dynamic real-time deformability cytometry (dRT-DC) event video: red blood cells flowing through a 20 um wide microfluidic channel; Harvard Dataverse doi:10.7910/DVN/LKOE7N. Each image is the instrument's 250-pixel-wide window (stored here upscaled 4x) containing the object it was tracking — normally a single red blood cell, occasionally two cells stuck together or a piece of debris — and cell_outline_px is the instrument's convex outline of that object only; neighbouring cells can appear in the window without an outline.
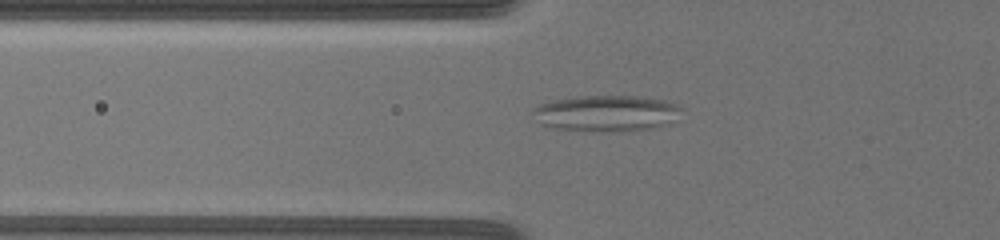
{"species": "common noctule bat (a hibernating species)", "species_latin": "Nyctalus noctula", "temperature_condition": "warm", "stored_images_in_passage": 38, "camera_frame_rate_fps": 3000, "um_per_image_px": 0.085, "animal": {"sex": "female", "body_mass_g": 19.5, "forearm_length_mm": 54.1}, "frame": {"image": 1, "passage_image": 13, "time_ms": 7.333, "image_size_px": [1000, 240], "cell_outline_px": [[684, 108], [676, 124], [652, 128], [624, 132], [600, 132], [552, 128], [540, 124], [532, 112], [532, 108], [540, 104], [552, 100], [580, 96], [644, 96], [664, 100], [676, 104]], "centroid_in_image_um": [51.63, 9.65], "position_along_channel_um": 74.2, "area_um2": 32.25}}
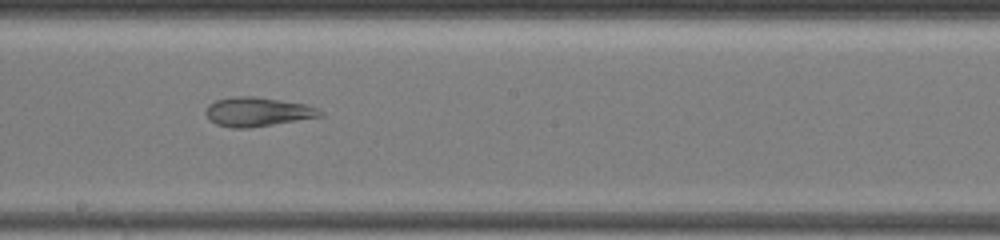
{"frame": {"image": 2, "passage_image": 23, "time_ms": 11.667, "image_size_px": [1000, 240], "cell_outline_px": [[324, 116], [248, 128], [232, 128], [216, 124], [208, 120], [204, 112], [204, 108], [208, 104], [216, 100], [232, 96], [252, 96], [280, 100], [304, 104], [320, 108], [324, 112]], "centroid_in_image_um": [21.86, 9.5], "position_along_channel_um": 226.3, "area_um2": 19.65}}
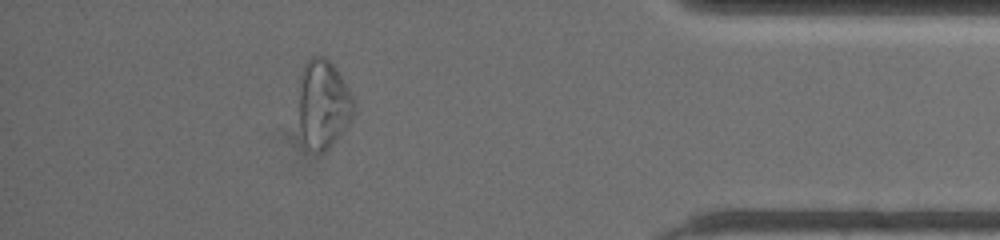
{"frame": {"image": 3, "passage_image": 35, "time_ms": 17.667, "image_size_px": [1000, 240], "cell_outline_px": [[352, 116], [344, 128], [332, 144], [324, 152], [316, 152], [304, 140], [300, 128], [300, 76], [304, 64], [312, 56], [324, 56], [336, 68], [348, 88], [352, 96]], "centroid_in_image_um": [27.46, 8.79], "position_along_channel_um": 407.7, "area_um2": 27.57}, "authors_computed_cell_mechanics": {"area_um2": 26.0967, "velocity_mm_per_s": 3.5334, "shape_relaxation_time_tau1_ms": null, "shape_relaxation_time_tau2_ms": 2.3098, "deformation_change_tau1": null, "deformation_change_tau2": 0.1042}}